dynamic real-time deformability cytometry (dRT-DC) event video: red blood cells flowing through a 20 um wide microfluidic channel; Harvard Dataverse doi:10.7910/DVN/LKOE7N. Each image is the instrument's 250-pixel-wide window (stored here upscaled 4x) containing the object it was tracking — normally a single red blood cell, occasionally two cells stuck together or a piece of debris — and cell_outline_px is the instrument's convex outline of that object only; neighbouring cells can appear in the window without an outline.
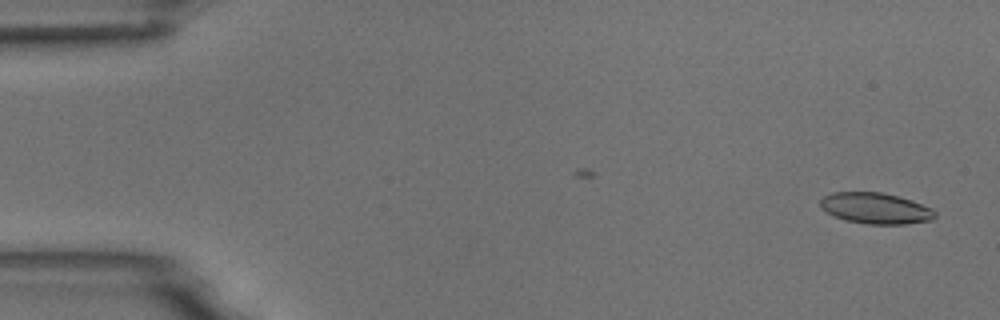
{"species": "common noctule bat (a hibernating species)", "species_latin": "Nyctalus noctula", "temperature_condition": "room temperature", "stored_images_in_passage": 2, "camera_frame_rate_fps": 3000, "um_per_image_px": 0.085, "animal": {"sex": "male", "body_mass_g": 18.8}, "frame": {"image": 1, "passage_image": 2, "time_ms": 2.0, "image_size_px": [1000, 320], "cell_outline_px": [[936, 216], [932, 220], [904, 224], [868, 224], [844, 220], [832, 216], [820, 208], [820, 200], [824, 196], [832, 192], [880, 192], [912, 200], [932, 208], [936, 212]], "centroid_in_image_um": [74.4, 17.71], "position_along_channel_um": 10.6, "area_um2": 20.87}}